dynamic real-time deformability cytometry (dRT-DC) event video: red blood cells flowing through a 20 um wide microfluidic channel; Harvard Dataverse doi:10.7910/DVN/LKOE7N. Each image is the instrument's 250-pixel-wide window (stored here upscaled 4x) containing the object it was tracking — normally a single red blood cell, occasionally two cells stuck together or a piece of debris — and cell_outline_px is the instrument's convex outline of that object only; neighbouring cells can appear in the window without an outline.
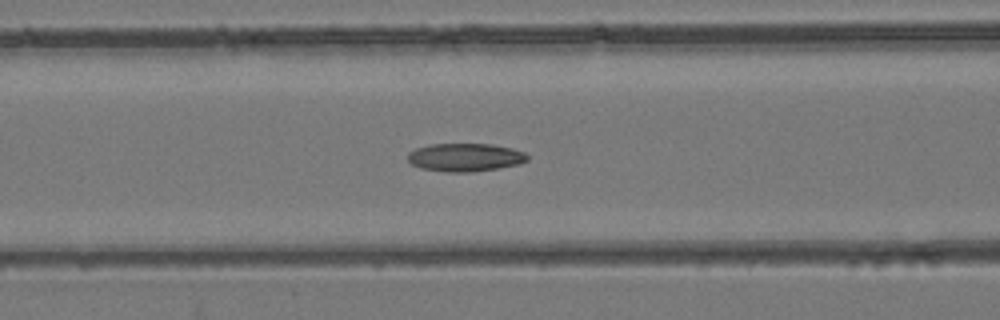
{"species": "common noctule bat (a hibernating species)", "species_latin": "Nyctalus noctula", "temperature_condition": "room temperature", "stored_images_in_passage": 45, "camera_frame_rate_fps": 3000, "um_per_image_px": 0.085, "animal": {"sex": "female", "body_mass_g": 24.6, "forearm_length_mm": 56.2}, "frame": {"image": 1, "passage_image": 20, "time_ms": 6.333, "image_size_px": [1000, 320], "cell_outline_px": [[528, 160], [520, 164], [472, 172], [444, 172], [420, 168], [412, 164], [408, 160], [408, 152], [416, 148], [432, 144], [492, 144], [512, 148], [524, 152], [528, 156]], "centroid_in_image_um": [39.53, 13.37], "position_along_channel_um": 127.1, "area_um2": 19.65}}
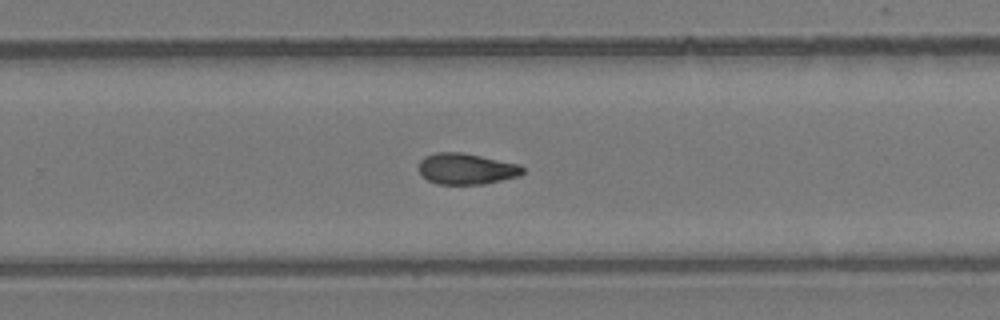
{"frame": {"image": 2, "passage_image": 31, "time_ms": 10.0, "image_size_px": [1000, 320], "cell_outline_px": [[524, 172], [520, 176], [484, 184], [436, 184], [428, 180], [420, 172], [420, 160], [424, 156], [436, 152], [460, 152], [520, 164], [524, 168]], "centroid_in_image_um": [39.66, 14.35], "position_along_channel_um": 290.1, "area_um2": 18.79}}
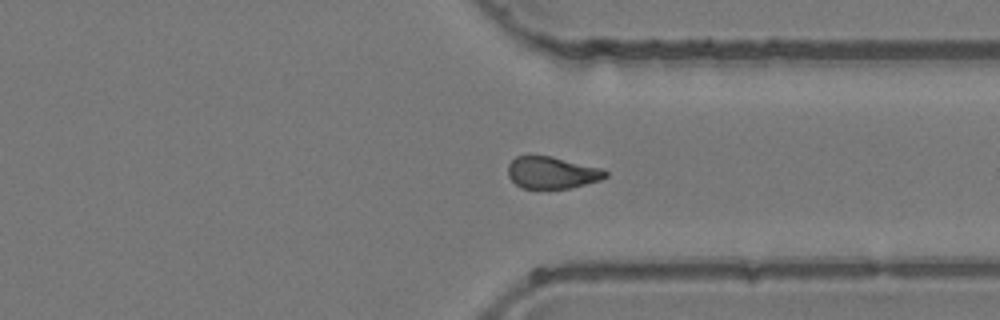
{"frame": {"image": 3, "passage_image": 36, "time_ms": 11.667, "image_size_px": [1000, 320], "cell_outline_px": [[608, 176], [600, 180], [572, 188], [524, 188], [516, 184], [508, 176], [508, 164], [516, 156], [552, 156], [604, 168], [608, 172]], "centroid_in_image_um": [46.96, 14.66], "position_along_channel_um": 364.4, "area_um2": 18.26}}